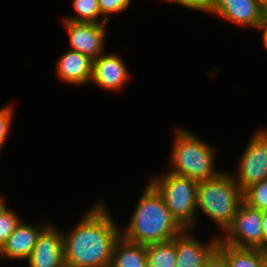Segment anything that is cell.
<instances>
[{
  "mask_svg": "<svg viewBox=\"0 0 267 267\" xmlns=\"http://www.w3.org/2000/svg\"><path fill=\"white\" fill-rule=\"evenodd\" d=\"M103 201L86 210L68 232L63 231L66 267H110L121 227L113 220Z\"/></svg>",
  "mask_w": 267,
  "mask_h": 267,
  "instance_id": "6da1fadb",
  "label": "cell"
},
{
  "mask_svg": "<svg viewBox=\"0 0 267 267\" xmlns=\"http://www.w3.org/2000/svg\"><path fill=\"white\" fill-rule=\"evenodd\" d=\"M122 229L123 238L143 245L171 241L184 230L171 215L162 196L149 182L130 222Z\"/></svg>",
  "mask_w": 267,
  "mask_h": 267,
  "instance_id": "7a4b0ae2",
  "label": "cell"
},
{
  "mask_svg": "<svg viewBox=\"0 0 267 267\" xmlns=\"http://www.w3.org/2000/svg\"><path fill=\"white\" fill-rule=\"evenodd\" d=\"M174 140L168 171L197 182L219 176L215 169L216 149L184 128L174 130Z\"/></svg>",
  "mask_w": 267,
  "mask_h": 267,
  "instance_id": "3957f363",
  "label": "cell"
},
{
  "mask_svg": "<svg viewBox=\"0 0 267 267\" xmlns=\"http://www.w3.org/2000/svg\"><path fill=\"white\" fill-rule=\"evenodd\" d=\"M243 201V191L232 175L224 171L215 178L198 182L196 212L202 211L223 233Z\"/></svg>",
  "mask_w": 267,
  "mask_h": 267,
  "instance_id": "277c9868",
  "label": "cell"
},
{
  "mask_svg": "<svg viewBox=\"0 0 267 267\" xmlns=\"http://www.w3.org/2000/svg\"><path fill=\"white\" fill-rule=\"evenodd\" d=\"M154 177L149 183L162 196L174 219L183 229L195 230L198 182L170 171Z\"/></svg>",
  "mask_w": 267,
  "mask_h": 267,
  "instance_id": "5b68a950",
  "label": "cell"
},
{
  "mask_svg": "<svg viewBox=\"0 0 267 267\" xmlns=\"http://www.w3.org/2000/svg\"><path fill=\"white\" fill-rule=\"evenodd\" d=\"M224 234L219 236V240L225 244L241 248L267 249V241L262 231V211L244 201Z\"/></svg>",
  "mask_w": 267,
  "mask_h": 267,
  "instance_id": "8992f818",
  "label": "cell"
},
{
  "mask_svg": "<svg viewBox=\"0 0 267 267\" xmlns=\"http://www.w3.org/2000/svg\"><path fill=\"white\" fill-rule=\"evenodd\" d=\"M237 166V175L231 174L240 189L267 179V129L256 130Z\"/></svg>",
  "mask_w": 267,
  "mask_h": 267,
  "instance_id": "52a82bcc",
  "label": "cell"
},
{
  "mask_svg": "<svg viewBox=\"0 0 267 267\" xmlns=\"http://www.w3.org/2000/svg\"><path fill=\"white\" fill-rule=\"evenodd\" d=\"M70 40V49L90 57L92 60L104 53L107 36L106 23H83L63 20Z\"/></svg>",
  "mask_w": 267,
  "mask_h": 267,
  "instance_id": "ba28073f",
  "label": "cell"
},
{
  "mask_svg": "<svg viewBox=\"0 0 267 267\" xmlns=\"http://www.w3.org/2000/svg\"><path fill=\"white\" fill-rule=\"evenodd\" d=\"M26 262L29 267H66L62 230L50 222L41 231Z\"/></svg>",
  "mask_w": 267,
  "mask_h": 267,
  "instance_id": "9c48e42d",
  "label": "cell"
},
{
  "mask_svg": "<svg viewBox=\"0 0 267 267\" xmlns=\"http://www.w3.org/2000/svg\"><path fill=\"white\" fill-rule=\"evenodd\" d=\"M208 13L229 20L237 26H250L255 29L267 17L258 0H212Z\"/></svg>",
  "mask_w": 267,
  "mask_h": 267,
  "instance_id": "30bf717a",
  "label": "cell"
},
{
  "mask_svg": "<svg viewBox=\"0 0 267 267\" xmlns=\"http://www.w3.org/2000/svg\"><path fill=\"white\" fill-rule=\"evenodd\" d=\"M130 72L117 54L103 53L93 60L91 81L102 89L119 91L130 80Z\"/></svg>",
  "mask_w": 267,
  "mask_h": 267,
  "instance_id": "8fae6325",
  "label": "cell"
},
{
  "mask_svg": "<svg viewBox=\"0 0 267 267\" xmlns=\"http://www.w3.org/2000/svg\"><path fill=\"white\" fill-rule=\"evenodd\" d=\"M192 230L184 229L175 236L176 267H203L204 262L217 249L219 235L213 236L208 243L192 236Z\"/></svg>",
  "mask_w": 267,
  "mask_h": 267,
  "instance_id": "7c38bea8",
  "label": "cell"
},
{
  "mask_svg": "<svg viewBox=\"0 0 267 267\" xmlns=\"http://www.w3.org/2000/svg\"><path fill=\"white\" fill-rule=\"evenodd\" d=\"M50 222H45L42 225L27 223L21 221L14 232L9 236L5 243L0 248V257L4 260H27L37 242L41 231Z\"/></svg>",
  "mask_w": 267,
  "mask_h": 267,
  "instance_id": "4fadbf2b",
  "label": "cell"
},
{
  "mask_svg": "<svg viewBox=\"0 0 267 267\" xmlns=\"http://www.w3.org/2000/svg\"><path fill=\"white\" fill-rule=\"evenodd\" d=\"M57 62L55 70L60 80L77 86L91 81L93 60L90 57L70 49Z\"/></svg>",
  "mask_w": 267,
  "mask_h": 267,
  "instance_id": "5bb4252c",
  "label": "cell"
},
{
  "mask_svg": "<svg viewBox=\"0 0 267 267\" xmlns=\"http://www.w3.org/2000/svg\"><path fill=\"white\" fill-rule=\"evenodd\" d=\"M110 267H148L146 245L121 236L114 245Z\"/></svg>",
  "mask_w": 267,
  "mask_h": 267,
  "instance_id": "9a60e30c",
  "label": "cell"
},
{
  "mask_svg": "<svg viewBox=\"0 0 267 267\" xmlns=\"http://www.w3.org/2000/svg\"><path fill=\"white\" fill-rule=\"evenodd\" d=\"M216 250L225 258L228 267H262L261 249L236 247L219 240Z\"/></svg>",
  "mask_w": 267,
  "mask_h": 267,
  "instance_id": "2e32d148",
  "label": "cell"
},
{
  "mask_svg": "<svg viewBox=\"0 0 267 267\" xmlns=\"http://www.w3.org/2000/svg\"><path fill=\"white\" fill-rule=\"evenodd\" d=\"M148 267H176L175 237L171 241L146 245Z\"/></svg>",
  "mask_w": 267,
  "mask_h": 267,
  "instance_id": "e0dca14e",
  "label": "cell"
},
{
  "mask_svg": "<svg viewBox=\"0 0 267 267\" xmlns=\"http://www.w3.org/2000/svg\"><path fill=\"white\" fill-rule=\"evenodd\" d=\"M72 7L76 16H68L62 20L83 23H108L106 20H98L101 16L98 0H72Z\"/></svg>",
  "mask_w": 267,
  "mask_h": 267,
  "instance_id": "ac0fdd59",
  "label": "cell"
},
{
  "mask_svg": "<svg viewBox=\"0 0 267 267\" xmlns=\"http://www.w3.org/2000/svg\"><path fill=\"white\" fill-rule=\"evenodd\" d=\"M4 202L5 198L0 195V248L22 221L19 214L8 209Z\"/></svg>",
  "mask_w": 267,
  "mask_h": 267,
  "instance_id": "d6986e66",
  "label": "cell"
},
{
  "mask_svg": "<svg viewBox=\"0 0 267 267\" xmlns=\"http://www.w3.org/2000/svg\"><path fill=\"white\" fill-rule=\"evenodd\" d=\"M243 200L253 208L267 211V179L246 188L243 191Z\"/></svg>",
  "mask_w": 267,
  "mask_h": 267,
  "instance_id": "ffe728a7",
  "label": "cell"
},
{
  "mask_svg": "<svg viewBox=\"0 0 267 267\" xmlns=\"http://www.w3.org/2000/svg\"><path fill=\"white\" fill-rule=\"evenodd\" d=\"M131 0H98V5L103 20L110 22L112 19L108 17L112 13L121 12L129 7Z\"/></svg>",
  "mask_w": 267,
  "mask_h": 267,
  "instance_id": "44dd1931",
  "label": "cell"
},
{
  "mask_svg": "<svg viewBox=\"0 0 267 267\" xmlns=\"http://www.w3.org/2000/svg\"><path fill=\"white\" fill-rule=\"evenodd\" d=\"M14 105H6L0 108V151L9 137L14 116Z\"/></svg>",
  "mask_w": 267,
  "mask_h": 267,
  "instance_id": "7402d4cb",
  "label": "cell"
},
{
  "mask_svg": "<svg viewBox=\"0 0 267 267\" xmlns=\"http://www.w3.org/2000/svg\"><path fill=\"white\" fill-rule=\"evenodd\" d=\"M170 3L179 4L182 7L197 10L202 12H207L210 9L212 0H170Z\"/></svg>",
  "mask_w": 267,
  "mask_h": 267,
  "instance_id": "603a6c76",
  "label": "cell"
},
{
  "mask_svg": "<svg viewBox=\"0 0 267 267\" xmlns=\"http://www.w3.org/2000/svg\"><path fill=\"white\" fill-rule=\"evenodd\" d=\"M203 267H228V264L225 258L217 250H215L204 262Z\"/></svg>",
  "mask_w": 267,
  "mask_h": 267,
  "instance_id": "cb8c5ba5",
  "label": "cell"
},
{
  "mask_svg": "<svg viewBox=\"0 0 267 267\" xmlns=\"http://www.w3.org/2000/svg\"><path fill=\"white\" fill-rule=\"evenodd\" d=\"M262 32V44L264 49L267 50V17L263 20V22L257 27Z\"/></svg>",
  "mask_w": 267,
  "mask_h": 267,
  "instance_id": "d4e9b609",
  "label": "cell"
},
{
  "mask_svg": "<svg viewBox=\"0 0 267 267\" xmlns=\"http://www.w3.org/2000/svg\"><path fill=\"white\" fill-rule=\"evenodd\" d=\"M262 231L267 241V211H262Z\"/></svg>",
  "mask_w": 267,
  "mask_h": 267,
  "instance_id": "484cf974",
  "label": "cell"
},
{
  "mask_svg": "<svg viewBox=\"0 0 267 267\" xmlns=\"http://www.w3.org/2000/svg\"><path fill=\"white\" fill-rule=\"evenodd\" d=\"M262 267H267V249H261Z\"/></svg>",
  "mask_w": 267,
  "mask_h": 267,
  "instance_id": "4316f807",
  "label": "cell"
},
{
  "mask_svg": "<svg viewBox=\"0 0 267 267\" xmlns=\"http://www.w3.org/2000/svg\"><path fill=\"white\" fill-rule=\"evenodd\" d=\"M258 3L263 13L267 16V0H258Z\"/></svg>",
  "mask_w": 267,
  "mask_h": 267,
  "instance_id": "83f0119b",
  "label": "cell"
}]
</instances>
